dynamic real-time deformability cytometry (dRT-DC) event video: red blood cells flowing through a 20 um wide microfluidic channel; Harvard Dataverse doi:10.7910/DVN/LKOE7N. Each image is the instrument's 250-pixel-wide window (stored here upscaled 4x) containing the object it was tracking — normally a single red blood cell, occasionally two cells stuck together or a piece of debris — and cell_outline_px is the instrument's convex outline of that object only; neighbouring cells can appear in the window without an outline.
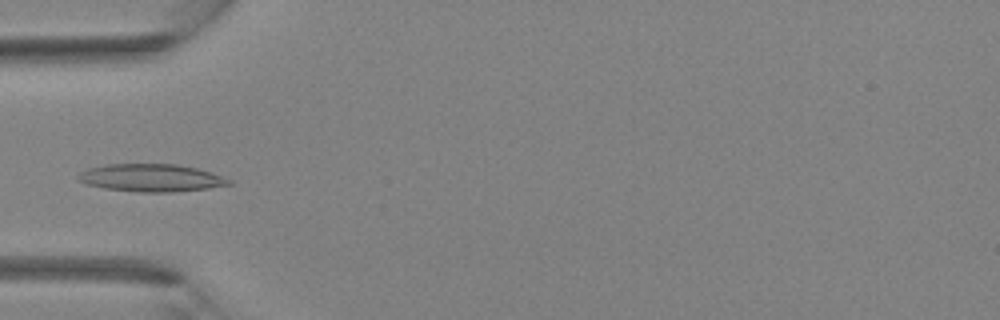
{"species": "Egyptian fruit bat (a non-hibernating species)", "species_latin": "Rousettus aegyptiacus", "temperature_condition": "room temperature", "stored_images_in_passage": 4, "camera_frame_rate_fps": 3000, "um_per_image_px": 0.085, "animal": {"sex": "female"}, "frame": {"image": 1, "passage_image": 4, "time_ms": 1.0, "image_size_px": [1000, 320], "cell_outline_px": [[232, 184], [208, 188], [172, 192], [140, 192], [104, 188], [88, 184], [80, 180], [76, 176], [80, 172], [88, 168], [108, 164], [176, 164], [196, 168], [212, 172], [232, 180]], "centroid_in_image_um": [12.87, 15.11], "position_along_channel_um": 72.1, "area_um2": 24.16}}